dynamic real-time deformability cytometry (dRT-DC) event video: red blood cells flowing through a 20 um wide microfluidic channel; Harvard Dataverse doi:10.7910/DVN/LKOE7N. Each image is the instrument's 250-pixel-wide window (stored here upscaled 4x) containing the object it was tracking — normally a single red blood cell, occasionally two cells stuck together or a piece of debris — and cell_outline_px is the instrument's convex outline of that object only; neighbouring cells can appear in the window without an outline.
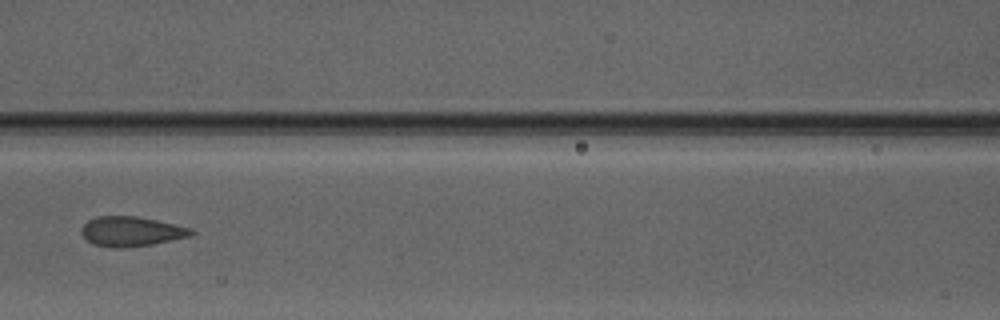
{"species": "Egyptian fruit bat (a non-hibernating species)", "species_latin": "Rousettus aegyptiacus", "temperature_condition": "warm", "stored_images_in_passage": 5, "camera_frame_rate_fps": 3000, "um_per_image_px": 0.085, "animal": {"sex": "male"}, "frame": {"image": 1, "passage_image": 4, "time_ms": 3.667, "image_size_px": [1000, 320], "cell_outline_px": [[196, 232], [192, 236], [152, 244], [120, 248], [116, 248], [92, 244], [80, 232], [80, 228], [88, 220], [96, 216], [136, 216], [156, 220], [192, 228]], "centroid_in_image_um": [11.16, 19.67], "position_along_channel_um": 155.4, "area_um2": 19.07}}
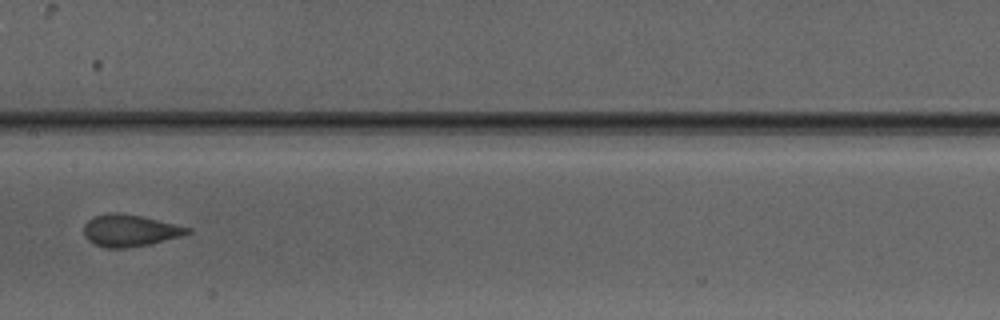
{"frame": {"image": 2, "passage_image": 5, "time_ms": 4.667, "image_size_px": [1000, 320], "cell_outline_px": [[192, 232], [184, 236], [148, 244], [128, 248], [108, 248], [96, 244], [88, 240], [84, 236], [84, 224], [88, 220], [96, 216], [108, 212], [120, 212], [140, 216], [192, 228]], "centroid_in_image_um": [11.05, 19.59], "position_along_channel_um": 196.3, "area_um2": 19.25}}